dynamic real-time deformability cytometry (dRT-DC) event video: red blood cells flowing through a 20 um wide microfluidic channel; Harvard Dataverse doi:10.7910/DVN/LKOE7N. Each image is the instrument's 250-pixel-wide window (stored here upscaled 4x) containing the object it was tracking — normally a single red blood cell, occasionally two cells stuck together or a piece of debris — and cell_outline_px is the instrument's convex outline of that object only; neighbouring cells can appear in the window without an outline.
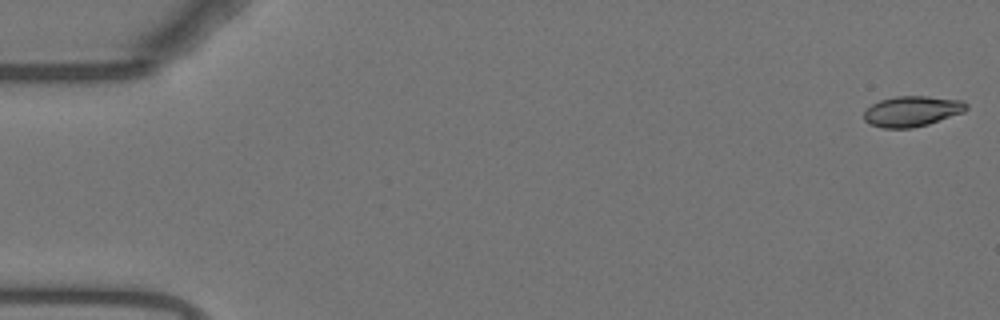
{"species": "Egyptian fruit bat (a non-hibernating species)", "species_latin": "Rousettus aegyptiacus", "temperature_condition": "warm", "stored_images_in_passage": 54, "camera_frame_rate_fps": 3000, "um_per_image_px": 0.085, "animal": {"sex": "female"}, "frame": {"image": 1, "passage_image": 1, "time_ms": 0.0, "image_size_px": [1000, 320], "cell_outline_px": [[968, 108], [964, 112], [928, 124], [912, 128], [884, 128], [868, 124], [864, 120], [864, 112], [872, 104], [880, 100], [896, 96], [928, 96], [964, 100], [968, 104]], "centroid_in_image_um": [77.54, 9.45], "position_along_channel_um": 7.5, "area_um2": 18.32}}
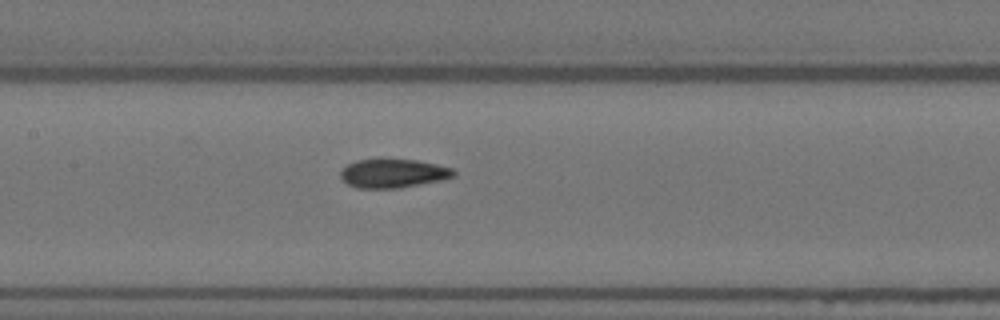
{"frame": {"image": 2, "passage_image": 26, "time_ms": 8.333, "image_size_px": [1000, 320], "cell_outline_px": [[456, 176], [440, 180], [396, 188], [356, 188], [348, 184], [340, 176], [340, 172], [348, 164], [356, 160], [380, 156], [416, 160], [436, 164], [452, 168], [456, 172]], "centroid_in_image_um": [33.39, 14.68], "position_along_channel_um": 174.0, "area_um2": 19.48}}
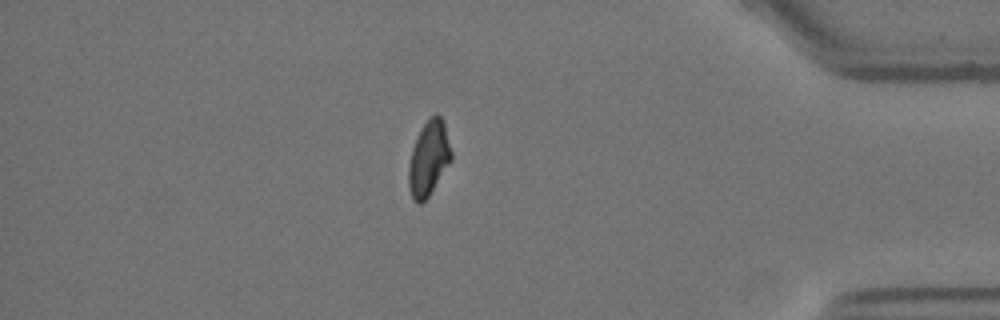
{"frame": {"image": 3, "passage_image": 47, "time_ms": 15.333, "image_size_px": [1000, 320], "cell_outline_px": [[452, 160], [428, 196], [420, 204], [416, 204], [412, 200], [408, 188], [408, 168], [412, 148], [420, 128], [436, 112], [444, 120], [452, 152]], "centroid_in_image_um": [36.43, 13.46], "position_along_channel_um": 398.8, "area_um2": 18.79}, "authors_computed_cell_mechanics": {"area_um2": 19.1607, "velocity_mm_per_s": 3.7363, "shape_relaxation_time_tau1_ms": 7.4491, "shape_relaxation_time_tau2_ms": 1.463, "deformation_change_tau1": 0.2351, "deformation_change_tau2": 0.0689}}